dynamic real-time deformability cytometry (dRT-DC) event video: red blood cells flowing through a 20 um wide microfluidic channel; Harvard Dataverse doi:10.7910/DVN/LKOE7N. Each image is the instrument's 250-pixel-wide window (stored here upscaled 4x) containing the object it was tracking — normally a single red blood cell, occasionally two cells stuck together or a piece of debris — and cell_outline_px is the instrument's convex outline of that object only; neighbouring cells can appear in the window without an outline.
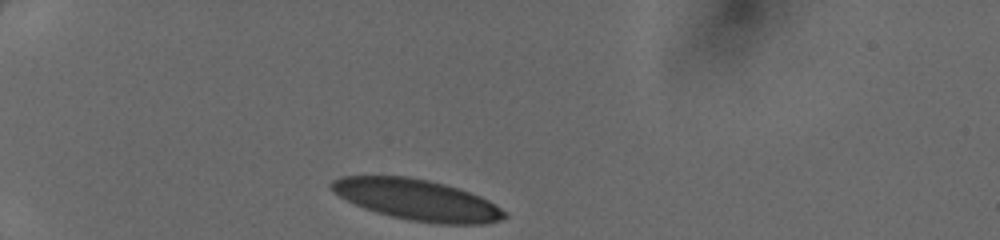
{"species": "human", "species_latin": "Homo sapiens", "temperature_condition": "cold", "stored_images_in_passage": 29, "camera_frame_rate_fps": 3000, "um_per_image_px": 0.085, "donor": {"sex": "female"}, "frame": {"image": 1, "passage_image": 1, "time_ms": 0.0, "image_size_px": [1000, 240], "cell_outline_px": [[508, 216], [500, 220], [484, 224], [436, 224], [408, 220], [376, 212], [364, 208], [332, 192], [328, 184], [332, 180], [340, 176], [408, 176], [428, 180], [444, 184], [480, 196], [488, 200], [500, 208]], "centroid_in_image_um": [35.42, 16.98], "position_along_channel_um": 49.6, "area_um2": 41.1}}
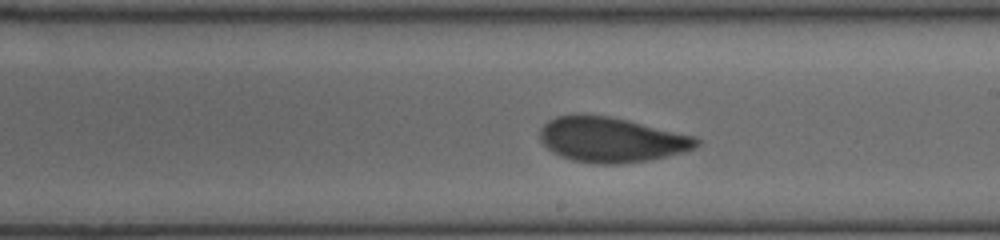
{"frame": {"image": 2, "passage_image": 17, "time_ms": 5.333, "image_size_px": [1000, 240], "cell_outline_px": [[700, 144], [696, 148], [688, 152], [648, 160], [620, 164], [592, 164], [572, 160], [560, 156], [552, 152], [540, 140], [540, 128], [548, 120], [556, 116], [608, 116], [628, 120], [692, 136], [700, 140]], "centroid_in_image_um": [51.98, 11.9], "position_along_channel_um": 237.0, "area_um2": 40.81}}
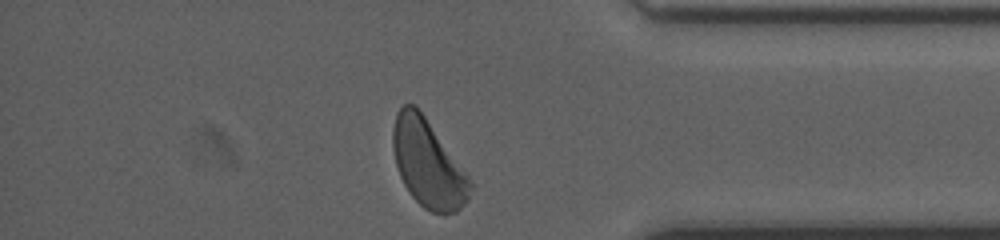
{"frame": {"image": 3, "passage_image": 29, "time_ms": 9.333, "image_size_px": [1000, 240], "cell_outline_px": [[472, 188], [468, 200], [456, 212], [444, 216], [432, 212], [424, 208], [412, 196], [404, 184], [400, 176], [396, 164], [392, 144], [392, 128], [396, 112], [404, 104], [416, 104], [468, 176], [472, 184]], "centroid_in_image_um": [36.36, 13.92], "position_along_channel_um": 398.8, "area_um2": 39.25}}